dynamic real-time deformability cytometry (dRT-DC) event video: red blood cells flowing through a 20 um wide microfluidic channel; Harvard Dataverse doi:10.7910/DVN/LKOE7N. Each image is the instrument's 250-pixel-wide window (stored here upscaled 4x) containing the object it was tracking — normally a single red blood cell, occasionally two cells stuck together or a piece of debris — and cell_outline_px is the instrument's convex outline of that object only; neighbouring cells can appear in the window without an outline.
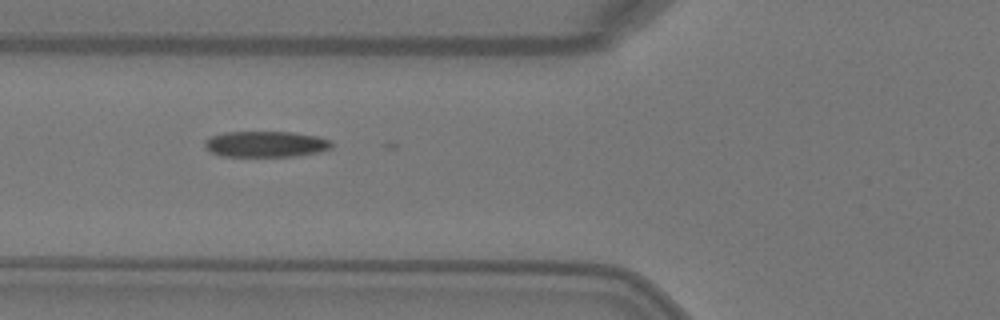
{"species": "Egyptian fruit bat (a non-hibernating species)", "species_latin": "Rousettus aegyptiacus", "temperature_condition": "warm", "stored_images_in_passage": 7, "camera_frame_rate_fps": 3000, "um_per_image_px": 0.085, "animal": {"sex": "female"}, "frame": {"image": 1, "passage_image": 6, "time_ms": 1.667, "image_size_px": [1000, 320], "cell_outline_px": [[332, 148], [320, 152], [292, 156], [220, 156], [208, 152], [204, 144], [204, 140], [208, 136], [224, 132], [292, 132], [316, 136], [332, 140]], "centroid_in_image_um": [22.55, 12.25], "position_along_channel_um": 103.3, "area_um2": 19.42}}